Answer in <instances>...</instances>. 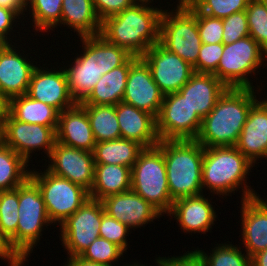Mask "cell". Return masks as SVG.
<instances>
[{
  "label": "cell",
  "mask_w": 267,
  "mask_h": 266,
  "mask_svg": "<svg viewBox=\"0 0 267 266\" xmlns=\"http://www.w3.org/2000/svg\"><path fill=\"white\" fill-rule=\"evenodd\" d=\"M131 190L152 204L163 215L172 208L163 155V140L144 148L131 168Z\"/></svg>",
  "instance_id": "cell-5"
},
{
  "label": "cell",
  "mask_w": 267,
  "mask_h": 266,
  "mask_svg": "<svg viewBox=\"0 0 267 266\" xmlns=\"http://www.w3.org/2000/svg\"><path fill=\"white\" fill-rule=\"evenodd\" d=\"M188 252V253H187ZM182 256L158 257L156 266H206L197 250L187 251Z\"/></svg>",
  "instance_id": "cell-45"
},
{
  "label": "cell",
  "mask_w": 267,
  "mask_h": 266,
  "mask_svg": "<svg viewBox=\"0 0 267 266\" xmlns=\"http://www.w3.org/2000/svg\"><path fill=\"white\" fill-rule=\"evenodd\" d=\"M210 199L202 194L177 199L173 202L168 216L179 222L180 229L185 233H202L211 230L217 218Z\"/></svg>",
  "instance_id": "cell-23"
},
{
  "label": "cell",
  "mask_w": 267,
  "mask_h": 266,
  "mask_svg": "<svg viewBox=\"0 0 267 266\" xmlns=\"http://www.w3.org/2000/svg\"><path fill=\"white\" fill-rule=\"evenodd\" d=\"M157 120V133L162 140H196L202 119L179 92L167 94Z\"/></svg>",
  "instance_id": "cell-11"
},
{
  "label": "cell",
  "mask_w": 267,
  "mask_h": 266,
  "mask_svg": "<svg viewBox=\"0 0 267 266\" xmlns=\"http://www.w3.org/2000/svg\"><path fill=\"white\" fill-rule=\"evenodd\" d=\"M19 16L12 10L0 7V33L10 42L11 31H13L14 22H18ZM9 33V34H8Z\"/></svg>",
  "instance_id": "cell-47"
},
{
  "label": "cell",
  "mask_w": 267,
  "mask_h": 266,
  "mask_svg": "<svg viewBox=\"0 0 267 266\" xmlns=\"http://www.w3.org/2000/svg\"><path fill=\"white\" fill-rule=\"evenodd\" d=\"M131 190V168L124 165L95 164L94 182L89 196L103 200Z\"/></svg>",
  "instance_id": "cell-27"
},
{
  "label": "cell",
  "mask_w": 267,
  "mask_h": 266,
  "mask_svg": "<svg viewBox=\"0 0 267 266\" xmlns=\"http://www.w3.org/2000/svg\"><path fill=\"white\" fill-rule=\"evenodd\" d=\"M167 11L161 14L159 43L193 66L202 45L196 8L187 0L179 1L175 10Z\"/></svg>",
  "instance_id": "cell-6"
},
{
  "label": "cell",
  "mask_w": 267,
  "mask_h": 266,
  "mask_svg": "<svg viewBox=\"0 0 267 266\" xmlns=\"http://www.w3.org/2000/svg\"><path fill=\"white\" fill-rule=\"evenodd\" d=\"M200 13L216 18H226L246 10L250 0H188Z\"/></svg>",
  "instance_id": "cell-38"
},
{
  "label": "cell",
  "mask_w": 267,
  "mask_h": 266,
  "mask_svg": "<svg viewBox=\"0 0 267 266\" xmlns=\"http://www.w3.org/2000/svg\"><path fill=\"white\" fill-rule=\"evenodd\" d=\"M2 125L3 122H0V143L2 142Z\"/></svg>",
  "instance_id": "cell-54"
},
{
  "label": "cell",
  "mask_w": 267,
  "mask_h": 266,
  "mask_svg": "<svg viewBox=\"0 0 267 266\" xmlns=\"http://www.w3.org/2000/svg\"><path fill=\"white\" fill-rule=\"evenodd\" d=\"M116 116L121 138L136 141L144 148L159 144L160 138L155 116L123 101L116 104Z\"/></svg>",
  "instance_id": "cell-22"
},
{
  "label": "cell",
  "mask_w": 267,
  "mask_h": 266,
  "mask_svg": "<svg viewBox=\"0 0 267 266\" xmlns=\"http://www.w3.org/2000/svg\"><path fill=\"white\" fill-rule=\"evenodd\" d=\"M103 212L102 202L89 198L60 225V240L69 254L67 258L80 256L99 237Z\"/></svg>",
  "instance_id": "cell-10"
},
{
  "label": "cell",
  "mask_w": 267,
  "mask_h": 266,
  "mask_svg": "<svg viewBox=\"0 0 267 266\" xmlns=\"http://www.w3.org/2000/svg\"><path fill=\"white\" fill-rule=\"evenodd\" d=\"M226 89L227 87L214 74L195 72L178 92L203 119L211 112Z\"/></svg>",
  "instance_id": "cell-25"
},
{
  "label": "cell",
  "mask_w": 267,
  "mask_h": 266,
  "mask_svg": "<svg viewBox=\"0 0 267 266\" xmlns=\"http://www.w3.org/2000/svg\"><path fill=\"white\" fill-rule=\"evenodd\" d=\"M125 251L113 242L104 238L98 237L95 239L87 249L80 255V257L100 264L113 266L112 263L118 261Z\"/></svg>",
  "instance_id": "cell-39"
},
{
  "label": "cell",
  "mask_w": 267,
  "mask_h": 266,
  "mask_svg": "<svg viewBox=\"0 0 267 266\" xmlns=\"http://www.w3.org/2000/svg\"><path fill=\"white\" fill-rule=\"evenodd\" d=\"M80 105L87 112L96 143L121 138L116 105Z\"/></svg>",
  "instance_id": "cell-31"
},
{
  "label": "cell",
  "mask_w": 267,
  "mask_h": 266,
  "mask_svg": "<svg viewBox=\"0 0 267 266\" xmlns=\"http://www.w3.org/2000/svg\"><path fill=\"white\" fill-rule=\"evenodd\" d=\"M0 7L14 11L19 17L26 15V7L20 0H0Z\"/></svg>",
  "instance_id": "cell-48"
},
{
  "label": "cell",
  "mask_w": 267,
  "mask_h": 266,
  "mask_svg": "<svg viewBox=\"0 0 267 266\" xmlns=\"http://www.w3.org/2000/svg\"><path fill=\"white\" fill-rule=\"evenodd\" d=\"M163 97L147 63L138 57L131 64L122 101L157 118Z\"/></svg>",
  "instance_id": "cell-15"
},
{
  "label": "cell",
  "mask_w": 267,
  "mask_h": 266,
  "mask_svg": "<svg viewBox=\"0 0 267 266\" xmlns=\"http://www.w3.org/2000/svg\"><path fill=\"white\" fill-rule=\"evenodd\" d=\"M163 155L173 201L203 193V145L197 140H163Z\"/></svg>",
  "instance_id": "cell-4"
},
{
  "label": "cell",
  "mask_w": 267,
  "mask_h": 266,
  "mask_svg": "<svg viewBox=\"0 0 267 266\" xmlns=\"http://www.w3.org/2000/svg\"><path fill=\"white\" fill-rule=\"evenodd\" d=\"M132 55L100 34L94 35V67L103 75L123 65Z\"/></svg>",
  "instance_id": "cell-33"
},
{
  "label": "cell",
  "mask_w": 267,
  "mask_h": 266,
  "mask_svg": "<svg viewBox=\"0 0 267 266\" xmlns=\"http://www.w3.org/2000/svg\"><path fill=\"white\" fill-rule=\"evenodd\" d=\"M80 39L83 54L74 59L69 69L64 68L70 94L76 103L83 102L89 96L103 75L94 67V36H84Z\"/></svg>",
  "instance_id": "cell-19"
},
{
  "label": "cell",
  "mask_w": 267,
  "mask_h": 266,
  "mask_svg": "<svg viewBox=\"0 0 267 266\" xmlns=\"http://www.w3.org/2000/svg\"><path fill=\"white\" fill-rule=\"evenodd\" d=\"M30 178L40 189L50 221L59 226L90 198L83 187L47 169L40 173L31 170Z\"/></svg>",
  "instance_id": "cell-9"
},
{
  "label": "cell",
  "mask_w": 267,
  "mask_h": 266,
  "mask_svg": "<svg viewBox=\"0 0 267 266\" xmlns=\"http://www.w3.org/2000/svg\"><path fill=\"white\" fill-rule=\"evenodd\" d=\"M101 202L107 215L133 230L163 216L158 209L132 190L108 196Z\"/></svg>",
  "instance_id": "cell-17"
},
{
  "label": "cell",
  "mask_w": 267,
  "mask_h": 266,
  "mask_svg": "<svg viewBox=\"0 0 267 266\" xmlns=\"http://www.w3.org/2000/svg\"><path fill=\"white\" fill-rule=\"evenodd\" d=\"M129 232L130 228L124 223L110 217L105 212L102 213L99 237L115 243L126 252L128 248L126 236H128Z\"/></svg>",
  "instance_id": "cell-40"
},
{
  "label": "cell",
  "mask_w": 267,
  "mask_h": 266,
  "mask_svg": "<svg viewBox=\"0 0 267 266\" xmlns=\"http://www.w3.org/2000/svg\"><path fill=\"white\" fill-rule=\"evenodd\" d=\"M7 112L18 121L43 126H58L60 114L56 108L34 100L27 94L9 99Z\"/></svg>",
  "instance_id": "cell-29"
},
{
  "label": "cell",
  "mask_w": 267,
  "mask_h": 266,
  "mask_svg": "<svg viewBox=\"0 0 267 266\" xmlns=\"http://www.w3.org/2000/svg\"><path fill=\"white\" fill-rule=\"evenodd\" d=\"M10 42L0 33V50L4 49Z\"/></svg>",
  "instance_id": "cell-52"
},
{
  "label": "cell",
  "mask_w": 267,
  "mask_h": 266,
  "mask_svg": "<svg viewBox=\"0 0 267 266\" xmlns=\"http://www.w3.org/2000/svg\"><path fill=\"white\" fill-rule=\"evenodd\" d=\"M223 43L201 45L197 62L193 65L196 73L214 74L223 54Z\"/></svg>",
  "instance_id": "cell-42"
},
{
  "label": "cell",
  "mask_w": 267,
  "mask_h": 266,
  "mask_svg": "<svg viewBox=\"0 0 267 266\" xmlns=\"http://www.w3.org/2000/svg\"><path fill=\"white\" fill-rule=\"evenodd\" d=\"M135 2L152 3L153 0H134Z\"/></svg>",
  "instance_id": "cell-55"
},
{
  "label": "cell",
  "mask_w": 267,
  "mask_h": 266,
  "mask_svg": "<svg viewBox=\"0 0 267 266\" xmlns=\"http://www.w3.org/2000/svg\"><path fill=\"white\" fill-rule=\"evenodd\" d=\"M47 158L51 161L47 166L49 172L91 191L95 172L93 152L68 147L56 141Z\"/></svg>",
  "instance_id": "cell-14"
},
{
  "label": "cell",
  "mask_w": 267,
  "mask_h": 266,
  "mask_svg": "<svg viewBox=\"0 0 267 266\" xmlns=\"http://www.w3.org/2000/svg\"><path fill=\"white\" fill-rule=\"evenodd\" d=\"M137 58L131 56L123 65L102 75L89 96L79 104L116 105L121 102L131 64Z\"/></svg>",
  "instance_id": "cell-26"
},
{
  "label": "cell",
  "mask_w": 267,
  "mask_h": 266,
  "mask_svg": "<svg viewBox=\"0 0 267 266\" xmlns=\"http://www.w3.org/2000/svg\"><path fill=\"white\" fill-rule=\"evenodd\" d=\"M63 266H108V265L91 262L80 256H75L72 258H68L66 264Z\"/></svg>",
  "instance_id": "cell-49"
},
{
  "label": "cell",
  "mask_w": 267,
  "mask_h": 266,
  "mask_svg": "<svg viewBox=\"0 0 267 266\" xmlns=\"http://www.w3.org/2000/svg\"><path fill=\"white\" fill-rule=\"evenodd\" d=\"M62 25L74 28L79 37L99 35L102 21L98 17L93 0H62Z\"/></svg>",
  "instance_id": "cell-28"
},
{
  "label": "cell",
  "mask_w": 267,
  "mask_h": 266,
  "mask_svg": "<svg viewBox=\"0 0 267 266\" xmlns=\"http://www.w3.org/2000/svg\"><path fill=\"white\" fill-rule=\"evenodd\" d=\"M253 165L235 146L204 147L202 188L226 197L242 187L241 201L256 197L259 194L246 184Z\"/></svg>",
  "instance_id": "cell-3"
},
{
  "label": "cell",
  "mask_w": 267,
  "mask_h": 266,
  "mask_svg": "<svg viewBox=\"0 0 267 266\" xmlns=\"http://www.w3.org/2000/svg\"><path fill=\"white\" fill-rule=\"evenodd\" d=\"M56 141L68 146L93 152L96 141L86 110L77 103L59 114Z\"/></svg>",
  "instance_id": "cell-24"
},
{
  "label": "cell",
  "mask_w": 267,
  "mask_h": 266,
  "mask_svg": "<svg viewBox=\"0 0 267 266\" xmlns=\"http://www.w3.org/2000/svg\"><path fill=\"white\" fill-rule=\"evenodd\" d=\"M25 7V12H27L28 7L30 8L29 14L32 11V22L36 32H47L49 29L53 30V28L60 26L62 0H30Z\"/></svg>",
  "instance_id": "cell-34"
},
{
  "label": "cell",
  "mask_w": 267,
  "mask_h": 266,
  "mask_svg": "<svg viewBox=\"0 0 267 266\" xmlns=\"http://www.w3.org/2000/svg\"><path fill=\"white\" fill-rule=\"evenodd\" d=\"M57 126L29 124L14 119L8 112L2 125V142L28 163L30 154L44 149L49 157L56 142Z\"/></svg>",
  "instance_id": "cell-12"
},
{
  "label": "cell",
  "mask_w": 267,
  "mask_h": 266,
  "mask_svg": "<svg viewBox=\"0 0 267 266\" xmlns=\"http://www.w3.org/2000/svg\"><path fill=\"white\" fill-rule=\"evenodd\" d=\"M235 147L254 166L259 158L267 160V99L251 107Z\"/></svg>",
  "instance_id": "cell-20"
},
{
  "label": "cell",
  "mask_w": 267,
  "mask_h": 266,
  "mask_svg": "<svg viewBox=\"0 0 267 266\" xmlns=\"http://www.w3.org/2000/svg\"><path fill=\"white\" fill-rule=\"evenodd\" d=\"M19 208V186L0 191V230L11 239L17 231Z\"/></svg>",
  "instance_id": "cell-36"
},
{
  "label": "cell",
  "mask_w": 267,
  "mask_h": 266,
  "mask_svg": "<svg viewBox=\"0 0 267 266\" xmlns=\"http://www.w3.org/2000/svg\"><path fill=\"white\" fill-rule=\"evenodd\" d=\"M144 147L125 138L98 142L93 155L95 164L124 165L132 168Z\"/></svg>",
  "instance_id": "cell-30"
},
{
  "label": "cell",
  "mask_w": 267,
  "mask_h": 266,
  "mask_svg": "<svg viewBox=\"0 0 267 266\" xmlns=\"http://www.w3.org/2000/svg\"><path fill=\"white\" fill-rule=\"evenodd\" d=\"M197 27L203 44L223 43L222 19L200 13L196 9Z\"/></svg>",
  "instance_id": "cell-41"
},
{
  "label": "cell",
  "mask_w": 267,
  "mask_h": 266,
  "mask_svg": "<svg viewBox=\"0 0 267 266\" xmlns=\"http://www.w3.org/2000/svg\"><path fill=\"white\" fill-rule=\"evenodd\" d=\"M28 162L3 142L0 143V191L17 188L30 177Z\"/></svg>",
  "instance_id": "cell-32"
},
{
  "label": "cell",
  "mask_w": 267,
  "mask_h": 266,
  "mask_svg": "<svg viewBox=\"0 0 267 266\" xmlns=\"http://www.w3.org/2000/svg\"><path fill=\"white\" fill-rule=\"evenodd\" d=\"M8 101L0 94V122H4L7 114Z\"/></svg>",
  "instance_id": "cell-51"
},
{
  "label": "cell",
  "mask_w": 267,
  "mask_h": 266,
  "mask_svg": "<svg viewBox=\"0 0 267 266\" xmlns=\"http://www.w3.org/2000/svg\"><path fill=\"white\" fill-rule=\"evenodd\" d=\"M162 12L163 9L149 3L134 2L122 12L103 20L100 35L132 56L141 57L159 43Z\"/></svg>",
  "instance_id": "cell-1"
},
{
  "label": "cell",
  "mask_w": 267,
  "mask_h": 266,
  "mask_svg": "<svg viewBox=\"0 0 267 266\" xmlns=\"http://www.w3.org/2000/svg\"><path fill=\"white\" fill-rule=\"evenodd\" d=\"M134 0H93L95 11L101 21L130 7Z\"/></svg>",
  "instance_id": "cell-44"
},
{
  "label": "cell",
  "mask_w": 267,
  "mask_h": 266,
  "mask_svg": "<svg viewBox=\"0 0 267 266\" xmlns=\"http://www.w3.org/2000/svg\"><path fill=\"white\" fill-rule=\"evenodd\" d=\"M260 1L263 3V5L265 6L266 11H267V0H260Z\"/></svg>",
  "instance_id": "cell-56"
},
{
  "label": "cell",
  "mask_w": 267,
  "mask_h": 266,
  "mask_svg": "<svg viewBox=\"0 0 267 266\" xmlns=\"http://www.w3.org/2000/svg\"><path fill=\"white\" fill-rule=\"evenodd\" d=\"M249 36L267 53V11L260 0H250L246 8Z\"/></svg>",
  "instance_id": "cell-37"
},
{
  "label": "cell",
  "mask_w": 267,
  "mask_h": 266,
  "mask_svg": "<svg viewBox=\"0 0 267 266\" xmlns=\"http://www.w3.org/2000/svg\"><path fill=\"white\" fill-rule=\"evenodd\" d=\"M241 203V241L246 254L252 257L267 249V199L256 196Z\"/></svg>",
  "instance_id": "cell-21"
},
{
  "label": "cell",
  "mask_w": 267,
  "mask_h": 266,
  "mask_svg": "<svg viewBox=\"0 0 267 266\" xmlns=\"http://www.w3.org/2000/svg\"><path fill=\"white\" fill-rule=\"evenodd\" d=\"M264 60L267 61V53L252 37L247 36L224 44L223 54L214 75L227 88L255 89L248 75H254L262 65L267 67Z\"/></svg>",
  "instance_id": "cell-8"
},
{
  "label": "cell",
  "mask_w": 267,
  "mask_h": 266,
  "mask_svg": "<svg viewBox=\"0 0 267 266\" xmlns=\"http://www.w3.org/2000/svg\"><path fill=\"white\" fill-rule=\"evenodd\" d=\"M15 48L10 43L0 50V94L7 101L27 94L33 71L37 67Z\"/></svg>",
  "instance_id": "cell-18"
},
{
  "label": "cell",
  "mask_w": 267,
  "mask_h": 266,
  "mask_svg": "<svg viewBox=\"0 0 267 266\" xmlns=\"http://www.w3.org/2000/svg\"><path fill=\"white\" fill-rule=\"evenodd\" d=\"M40 68L37 66L33 71L27 95L59 112L75 106L77 103L70 94L64 67L59 70Z\"/></svg>",
  "instance_id": "cell-16"
},
{
  "label": "cell",
  "mask_w": 267,
  "mask_h": 266,
  "mask_svg": "<svg viewBox=\"0 0 267 266\" xmlns=\"http://www.w3.org/2000/svg\"><path fill=\"white\" fill-rule=\"evenodd\" d=\"M223 44H230L249 36L246 11L233 13L223 18Z\"/></svg>",
  "instance_id": "cell-43"
},
{
  "label": "cell",
  "mask_w": 267,
  "mask_h": 266,
  "mask_svg": "<svg viewBox=\"0 0 267 266\" xmlns=\"http://www.w3.org/2000/svg\"><path fill=\"white\" fill-rule=\"evenodd\" d=\"M18 225L16 234L10 239L12 246L25 259L40 241L43 227L52 224L37 184L29 177L19 185Z\"/></svg>",
  "instance_id": "cell-7"
},
{
  "label": "cell",
  "mask_w": 267,
  "mask_h": 266,
  "mask_svg": "<svg viewBox=\"0 0 267 266\" xmlns=\"http://www.w3.org/2000/svg\"><path fill=\"white\" fill-rule=\"evenodd\" d=\"M251 266H267V249L251 257Z\"/></svg>",
  "instance_id": "cell-50"
},
{
  "label": "cell",
  "mask_w": 267,
  "mask_h": 266,
  "mask_svg": "<svg viewBox=\"0 0 267 266\" xmlns=\"http://www.w3.org/2000/svg\"><path fill=\"white\" fill-rule=\"evenodd\" d=\"M256 97L251 88H227L202 119L196 140L204 147L235 146Z\"/></svg>",
  "instance_id": "cell-2"
},
{
  "label": "cell",
  "mask_w": 267,
  "mask_h": 266,
  "mask_svg": "<svg viewBox=\"0 0 267 266\" xmlns=\"http://www.w3.org/2000/svg\"><path fill=\"white\" fill-rule=\"evenodd\" d=\"M206 266H251V257L238 246L222 243L212 249V253H205L204 250L196 249ZM245 254V255H244Z\"/></svg>",
  "instance_id": "cell-35"
},
{
  "label": "cell",
  "mask_w": 267,
  "mask_h": 266,
  "mask_svg": "<svg viewBox=\"0 0 267 266\" xmlns=\"http://www.w3.org/2000/svg\"><path fill=\"white\" fill-rule=\"evenodd\" d=\"M122 266H145L144 264H139V262L138 263H134V264H125V265H122ZM147 266V265H146ZM151 266V265H150Z\"/></svg>",
  "instance_id": "cell-53"
},
{
  "label": "cell",
  "mask_w": 267,
  "mask_h": 266,
  "mask_svg": "<svg viewBox=\"0 0 267 266\" xmlns=\"http://www.w3.org/2000/svg\"><path fill=\"white\" fill-rule=\"evenodd\" d=\"M141 58L147 63L154 82L164 96L178 92L195 73L190 63L160 43L151 46Z\"/></svg>",
  "instance_id": "cell-13"
},
{
  "label": "cell",
  "mask_w": 267,
  "mask_h": 266,
  "mask_svg": "<svg viewBox=\"0 0 267 266\" xmlns=\"http://www.w3.org/2000/svg\"><path fill=\"white\" fill-rule=\"evenodd\" d=\"M25 6L27 5V3L30 1V0H20Z\"/></svg>",
  "instance_id": "cell-57"
},
{
  "label": "cell",
  "mask_w": 267,
  "mask_h": 266,
  "mask_svg": "<svg viewBox=\"0 0 267 266\" xmlns=\"http://www.w3.org/2000/svg\"><path fill=\"white\" fill-rule=\"evenodd\" d=\"M0 258L8 261L9 266H22L26 261L12 246L10 239L0 230Z\"/></svg>",
  "instance_id": "cell-46"
}]
</instances>
